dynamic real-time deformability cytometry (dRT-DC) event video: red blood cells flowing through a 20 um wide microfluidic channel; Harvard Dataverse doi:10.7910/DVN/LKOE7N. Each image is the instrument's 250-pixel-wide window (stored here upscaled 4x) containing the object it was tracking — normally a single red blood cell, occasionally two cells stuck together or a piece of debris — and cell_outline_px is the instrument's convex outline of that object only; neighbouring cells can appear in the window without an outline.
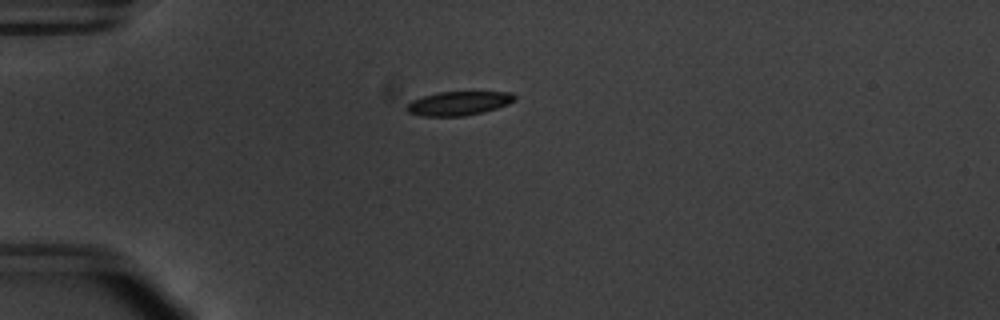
{"species": "common noctule bat (a hibernating species)", "species_latin": "Nyctalus noctula", "temperature_condition": "warm", "stored_images_in_passage": 55, "camera_frame_rate_fps": 3000, "um_per_image_px": 0.085, "animal": {"sex": "male", "body_mass_g": 20.1, "forearm_length_mm": 53.5}, "frame": {"image": 1, "passage_image": 16, "time_ms": 5.0, "image_size_px": [1000, 320], "cell_outline_px": [[516, 100], [508, 104], [484, 112], [464, 116], [420, 116], [408, 112], [404, 108], [412, 100], [424, 96], [440, 92], [512, 92], [516, 96]], "centroid_in_image_um": [38.99, 8.79], "position_along_channel_um": 46.0, "area_um2": 15.09}}
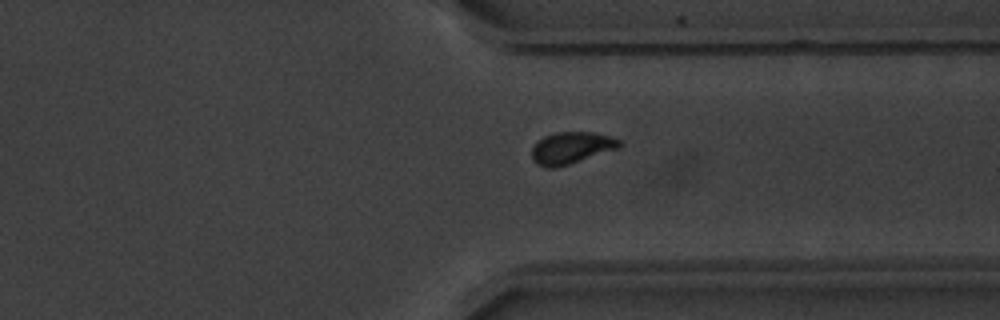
{"frame": {"image": 2, "passage_image": 43, "time_ms": 14.0, "image_size_px": [1000, 320], "cell_outline_px": [[624, 144], [620, 148], [556, 168], [548, 168], [536, 164], [532, 160], [532, 148], [544, 136], [556, 132], [596, 132], [620, 140]], "centroid_in_image_um": [48.58, 12.57], "position_along_channel_um": 362.8, "area_um2": 16.3}}
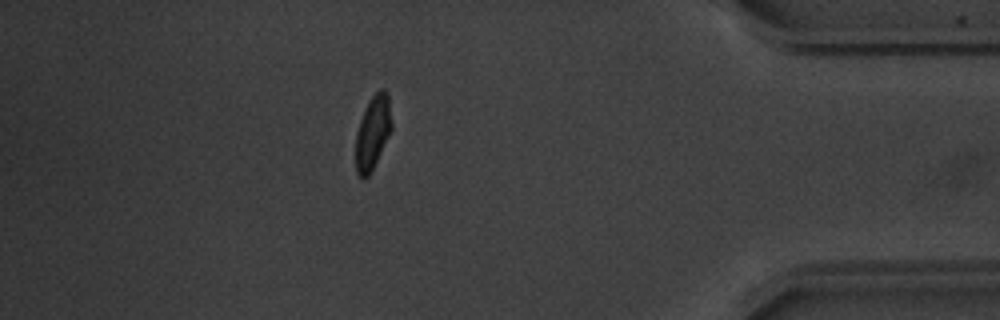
{"frame": {"image": 3, "passage_image": 49, "time_ms": 16.0, "image_size_px": [1000, 320], "cell_outline_px": [[392, 128], [372, 172], [364, 180], [360, 180], [356, 172], [356, 132], [360, 120], [368, 100], [380, 88], [384, 88], [388, 92], [392, 120]], "centroid_in_image_um": [31.69, 11.27], "position_along_channel_um": 403.5, "area_um2": 15.78}, "authors_computed_cell_mechanics": {"area_um2": 15.606, "velocity_mm_per_s": 3.7906, "shape_relaxation_time_tau1_ms": 3.2321, "shape_relaxation_time_tau2_ms": 1.1237, "deformation_change_tau1": 0.1396, "deformation_change_tau2": 0.0553}}